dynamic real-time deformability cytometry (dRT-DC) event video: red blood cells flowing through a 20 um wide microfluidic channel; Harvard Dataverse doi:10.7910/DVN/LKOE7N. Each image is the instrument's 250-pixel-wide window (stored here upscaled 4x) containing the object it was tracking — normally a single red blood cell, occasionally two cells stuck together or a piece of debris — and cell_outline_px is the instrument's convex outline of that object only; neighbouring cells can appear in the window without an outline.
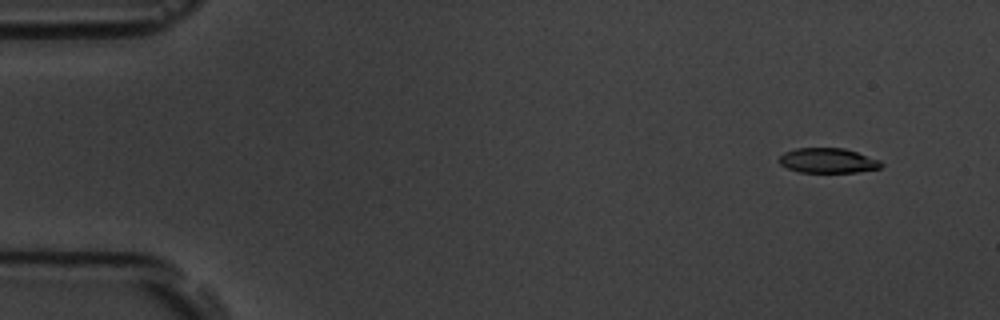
{"species": "common noctule bat (a hibernating species)", "species_latin": "Nyctalus noctula", "temperature_condition": "room temperature", "stored_images_in_passage": 6, "camera_frame_rate_fps": 3000, "um_per_image_px": 0.085, "animal": {"sex": "male", "body_mass_g": 19.5, "forearm_length_mm": 54.6}, "frame": {"image": 1, "passage_image": 2, "time_ms": 1.333, "image_size_px": [1000, 320], "cell_outline_px": [[884, 164], [880, 168], [856, 172], [800, 172], [788, 168], [780, 164], [780, 156], [784, 152], [796, 148], [844, 148], [880, 160]], "centroid_in_image_um": [70.38, 13.64], "position_along_channel_um": 14.6, "area_um2": 14.68}}
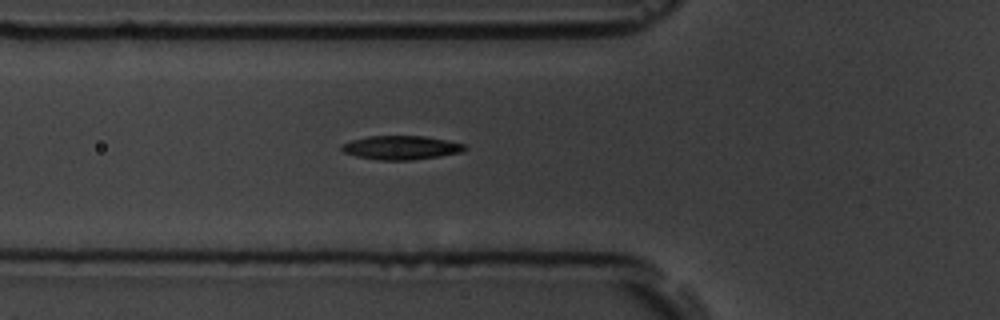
{"frame": {"image": 2, "passage_image": 6, "time_ms": 6.667, "image_size_px": [1000, 320], "cell_outline_px": [[468, 148], [460, 152], [440, 156], [412, 160], [380, 160], [356, 156], [344, 152], [340, 148], [344, 144], [352, 140], [368, 136], [424, 136], [464, 144]], "centroid_in_image_um": [34.09, 12.55], "position_along_channel_um": 91.7, "area_um2": 16.88}}